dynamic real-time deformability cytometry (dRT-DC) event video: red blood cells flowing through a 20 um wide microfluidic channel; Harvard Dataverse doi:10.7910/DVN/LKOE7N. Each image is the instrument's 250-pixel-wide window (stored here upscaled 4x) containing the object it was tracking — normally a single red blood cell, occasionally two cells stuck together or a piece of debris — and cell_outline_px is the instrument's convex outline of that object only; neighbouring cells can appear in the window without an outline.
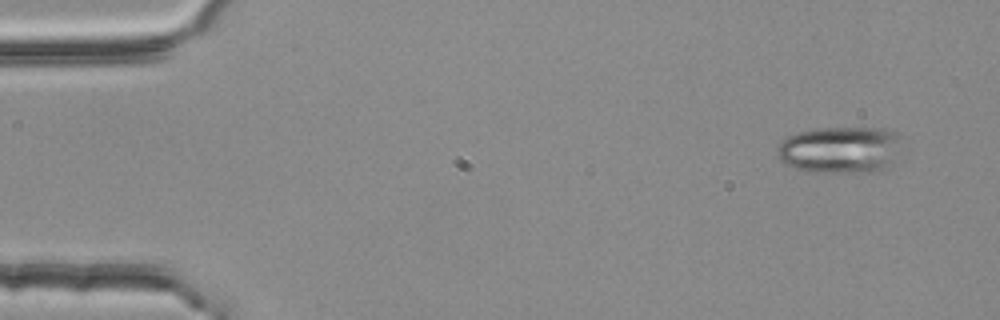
{"species": "common noctule bat (a hibernating species)", "species_latin": "Nyctalus noctula", "temperature_condition": "room temperature", "stored_images_in_passage": 4, "camera_frame_rate_fps": 3000, "um_per_image_px": 0.085, "animal": {"sex": "female", "body_mass_g": 25.1}, "frame": {"image": 1, "passage_image": 1, "time_ms": 0.0, "image_size_px": [1000, 320], "cell_outline_px": [[896, 132], [892, 160], [888, 168], [876, 172], [808, 172], [784, 164], [780, 160], [776, 148], [788, 136], [796, 132], [816, 128], [884, 128]], "centroid_in_image_um": [71.3, 12.74], "position_along_channel_um": 13.7, "area_um2": 33.47}}